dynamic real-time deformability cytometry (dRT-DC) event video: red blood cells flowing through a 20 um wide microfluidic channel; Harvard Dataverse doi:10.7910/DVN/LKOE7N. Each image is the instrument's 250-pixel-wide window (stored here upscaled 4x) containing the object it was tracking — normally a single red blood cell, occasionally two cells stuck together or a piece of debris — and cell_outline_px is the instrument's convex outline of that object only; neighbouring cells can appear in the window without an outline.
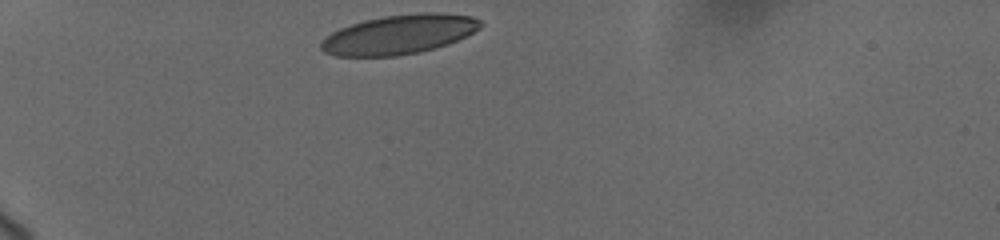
{"species": "human", "species_latin": "Homo sapiens", "temperature_condition": "cold", "stored_images_in_passage": 47, "camera_frame_rate_fps": 3000, "um_per_image_px": 0.085, "donor": {"sex": "female"}, "frame": {"image": 1, "passage_image": 1, "time_ms": 0.0, "image_size_px": [1000, 240], "cell_outline_px": [[484, 24], [480, 28], [448, 44], [416, 52], [396, 56], [336, 56], [324, 52], [320, 48], [320, 40], [332, 32], [340, 28], [364, 20], [384, 16], [416, 12], [440, 12], [472, 16], [480, 20]], "centroid_in_image_um": [33.9, 2.91], "position_along_channel_um": 51.1, "area_um2": 36.53}}
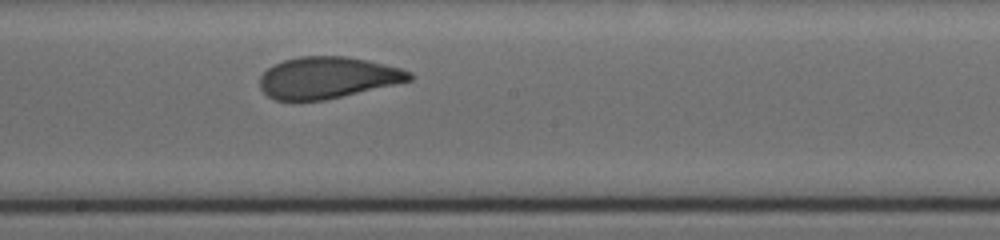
{"frame": {"image": 2, "passage_image": 26, "time_ms": 5.667, "image_size_px": [1000, 240], "cell_outline_px": [[412, 80], [396, 84], [324, 100], [276, 100], [268, 96], [260, 88], [260, 76], [268, 68], [284, 60], [300, 56], [344, 56], [368, 60], [400, 68], [412, 72]], "centroid_in_image_um": [27.84, 6.59], "position_along_channel_um": 220.4, "area_um2": 36.01}}
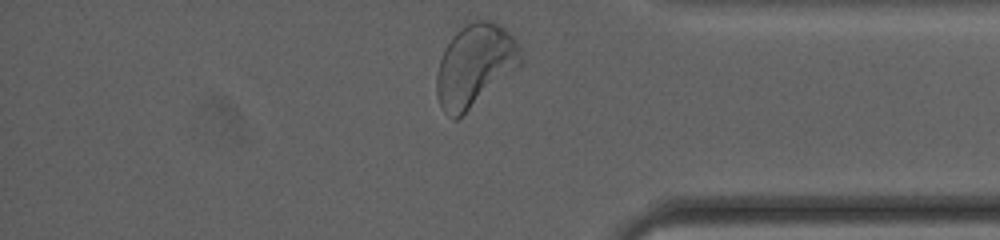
{"frame": {"image": 3, "passage_image": 46, "time_ms": 10.667, "image_size_px": [1000, 240], "cell_outline_px": [[524, 60], [520, 64], [456, 120], [452, 120], [444, 112], [440, 104], [436, 92], [436, 76], [440, 60], [444, 48], [452, 36], [460, 28], [476, 20], [492, 20], [504, 28], [516, 40], [520, 48]], "centroid_in_image_um": [40.34, 5.53], "position_along_channel_um": 394.9, "area_um2": 39.71}, "authors_computed_cell_mechanics": {"area_um2": 36.9342, "velocity_mm_per_s": 3.6575, "shape_relaxation_time_tau1_ms": 4.4109, "shape_relaxation_time_tau2_ms": 0.7966, "deformation_change_tau1": 0.1551, "deformation_change_tau2": 0.0535}}